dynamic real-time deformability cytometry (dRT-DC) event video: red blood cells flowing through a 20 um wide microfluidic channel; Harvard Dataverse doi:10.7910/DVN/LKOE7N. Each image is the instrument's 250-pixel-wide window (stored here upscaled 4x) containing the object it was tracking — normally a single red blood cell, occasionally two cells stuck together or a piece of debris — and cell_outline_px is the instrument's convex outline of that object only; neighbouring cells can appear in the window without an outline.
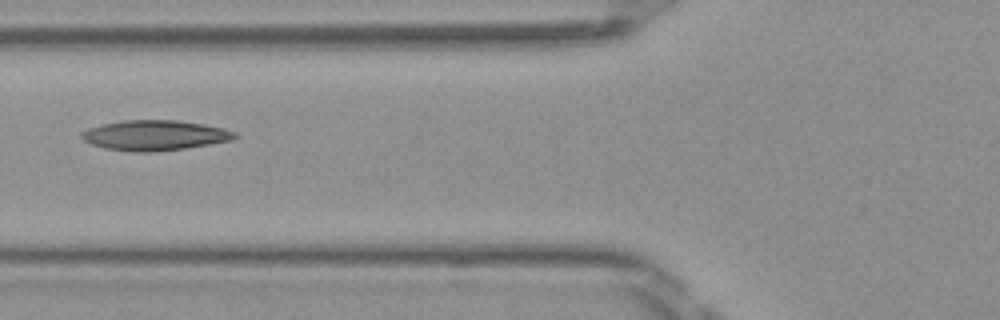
{"species": "Egyptian fruit bat (a non-hibernating species)", "species_latin": "Rousettus aegyptiacus", "temperature_condition": "room temperature", "stored_images_in_passage": 4, "camera_frame_rate_fps": 3000, "um_per_image_px": 0.085, "frame": {"image": 1, "passage_image": 3, "time_ms": 0.667, "image_size_px": [1000, 320], "cell_outline_px": [[240, 136], [232, 140], [184, 148], [152, 152], [132, 152], [104, 148], [92, 144], [84, 140], [80, 136], [80, 132], [88, 128], [104, 124], [124, 120], [176, 120], [204, 124], [224, 128], [236, 132]], "centroid_in_image_um": [13.16, 11.5], "position_along_channel_um": 112.6, "area_um2": 26.93}}
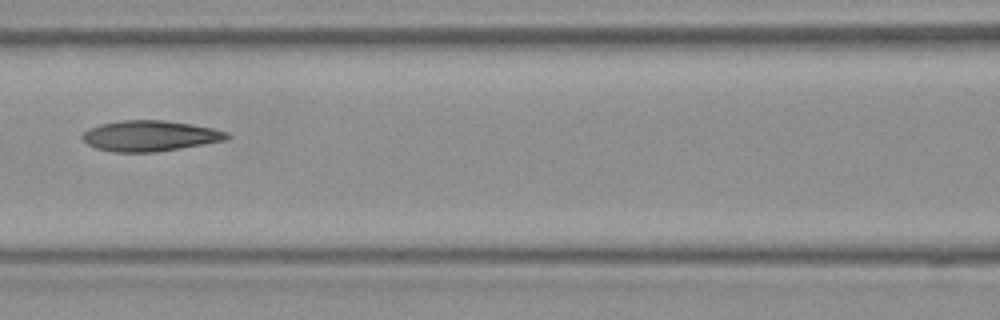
{"frame": {"image": 2, "passage_image": 4, "time_ms": 1.0, "image_size_px": [1000, 320], "cell_outline_px": [[232, 136], [228, 140], [156, 152], [112, 152], [96, 148], [88, 144], [80, 136], [88, 128], [100, 124], [124, 120], [164, 120], [192, 124], [212, 128], [228, 132]], "centroid_in_image_um": [12.76, 11.55], "position_along_channel_um": 153.8, "area_um2": 25.95}}